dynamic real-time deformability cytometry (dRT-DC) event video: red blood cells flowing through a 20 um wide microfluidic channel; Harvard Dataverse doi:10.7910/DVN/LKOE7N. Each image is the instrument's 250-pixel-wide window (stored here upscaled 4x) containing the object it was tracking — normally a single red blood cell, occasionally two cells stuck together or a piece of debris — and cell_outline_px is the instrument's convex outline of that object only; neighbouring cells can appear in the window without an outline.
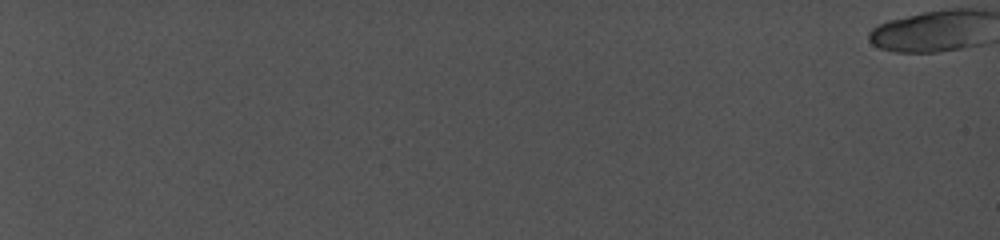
{"species": "common noctule bat (a hibernating species)", "species_latin": "Nyctalus noctula", "temperature_condition": "cold", "stored_images_in_passage": 24, "camera_frame_rate_fps": 5000, "um_per_image_px": 0.085, "animal": {"sex": "female", "body_mass_g": 19.0, "forearm_length_mm": 56.7}, "frame": {"image": 1, "passage_image": 1, "time_ms": 0.0, "image_size_px": [1000, 240], "cell_outline_px": [[980, 44], [936, 52], [896, 52], [880, 48], [868, 36], [880, 24], [912, 16], [932, 12], [980, 12]], "centroid_in_image_um": [78.99, 2.76], "position_along_channel_um": 6.0, "area_um2": 26.3}}